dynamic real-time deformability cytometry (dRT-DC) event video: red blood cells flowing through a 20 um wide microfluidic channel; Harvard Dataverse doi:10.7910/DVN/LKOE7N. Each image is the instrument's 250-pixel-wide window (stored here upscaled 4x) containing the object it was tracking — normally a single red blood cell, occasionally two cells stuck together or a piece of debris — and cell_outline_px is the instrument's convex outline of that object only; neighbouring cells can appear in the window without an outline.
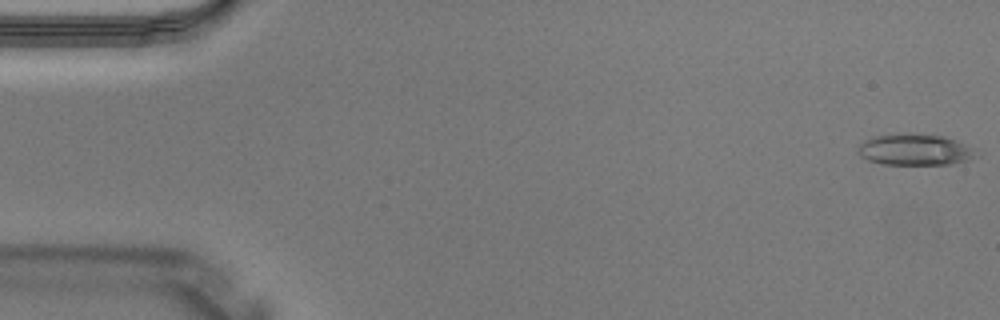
{"species": "Egyptian fruit bat (a non-hibernating species)", "species_latin": "Rousettus aegyptiacus", "temperature_condition": "warm", "stored_images_in_passage": 3, "camera_frame_rate_fps": 3000, "um_per_image_px": 0.085, "animal": {"sex": "male"}, "frame": {"image": 1, "passage_image": 3, "time_ms": 0.667, "image_size_px": [1000, 320], "cell_outline_px": [[984, 152], [980, 156], [968, 160], [948, 164], [884, 164], [868, 160], [860, 156], [860, 144], [872, 136], [912, 132], [944, 136], [956, 140]], "centroid_in_image_um": [77.88, 12.71], "position_along_channel_um": 7.1, "area_um2": 21.91}}